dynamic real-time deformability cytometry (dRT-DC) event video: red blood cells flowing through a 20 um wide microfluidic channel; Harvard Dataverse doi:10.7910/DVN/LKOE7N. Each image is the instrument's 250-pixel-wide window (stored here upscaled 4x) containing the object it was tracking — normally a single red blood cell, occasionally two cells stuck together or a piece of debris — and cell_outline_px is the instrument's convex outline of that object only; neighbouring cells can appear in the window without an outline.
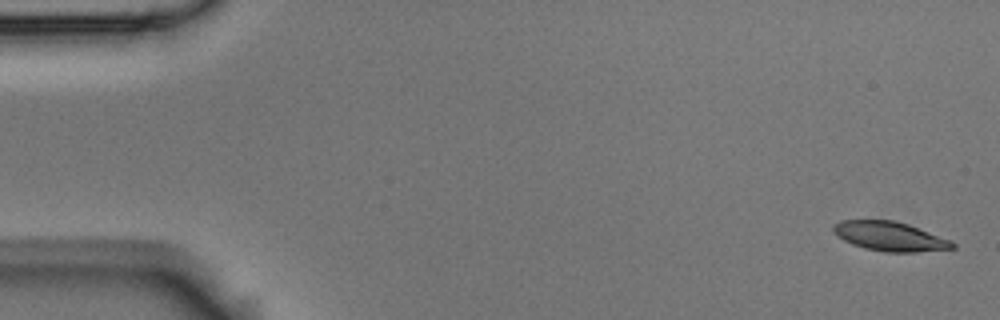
{"species": "Egyptian fruit bat (a non-hibernating species)", "species_latin": "Rousettus aegyptiacus", "temperature_condition": "room temperature", "stored_images_in_passage": 55, "camera_frame_rate_fps": 3000, "um_per_image_px": 0.085, "animal": {"sex": "male"}, "frame": {"image": 1, "passage_image": 1, "time_ms": 0.0, "image_size_px": [1000, 320], "cell_outline_px": [[956, 248], [916, 252], [884, 252], [864, 248], [852, 244], [844, 240], [832, 228], [840, 220], [896, 220], [908, 224], [952, 240], [956, 244]], "centroid_in_image_um": [75.7, 20.09], "position_along_channel_um": 9.3, "area_um2": 20.29}}
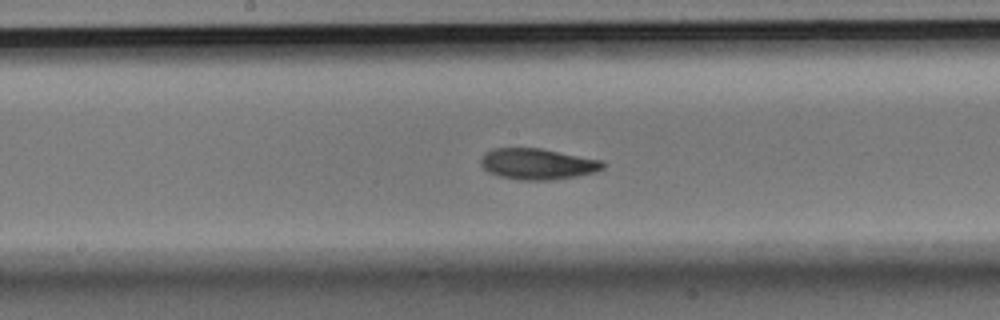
{"frame": {"image": 2, "passage_image": 28, "time_ms": 9.0, "image_size_px": [1000, 320], "cell_outline_px": [[604, 168], [592, 172], [576, 176], [552, 180], [516, 180], [500, 176], [488, 172], [480, 164], [480, 160], [484, 152], [492, 148], [540, 148], [604, 160]], "centroid_in_image_um": [45.66, 13.93], "position_along_channel_um": 202.5, "area_um2": 22.2}}
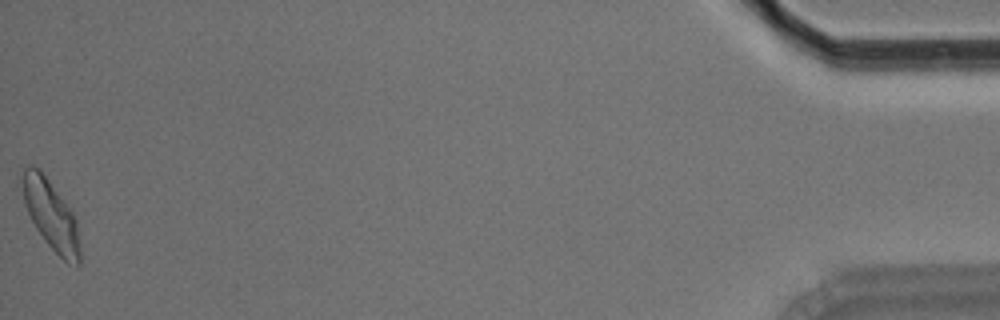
{"frame": {"image": 3, "passage_image": 55, "time_ms": 18.0, "image_size_px": [1000, 320], "cell_outline_px": [[80, 264], [76, 268], [68, 264], [48, 244], [36, 228], [24, 204], [24, 168], [28, 164], [32, 164], [40, 168], [72, 212], [76, 220], [80, 248]], "centroid_in_image_um": [4.37, 18.31], "position_along_channel_um": 430.8, "area_um2": 22.89}, "authors_computed_cell_mechanics": {"area_um2": 21.6172, "velocity_mm_per_s": 3.6211, "shape_relaxation_time_tau1_ms": 4.4784, "shape_relaxation_time_tau2_ms": 4.7398, "deformation_change_tau1": 0.137, "deformation_change_tau2": 0.1036}}